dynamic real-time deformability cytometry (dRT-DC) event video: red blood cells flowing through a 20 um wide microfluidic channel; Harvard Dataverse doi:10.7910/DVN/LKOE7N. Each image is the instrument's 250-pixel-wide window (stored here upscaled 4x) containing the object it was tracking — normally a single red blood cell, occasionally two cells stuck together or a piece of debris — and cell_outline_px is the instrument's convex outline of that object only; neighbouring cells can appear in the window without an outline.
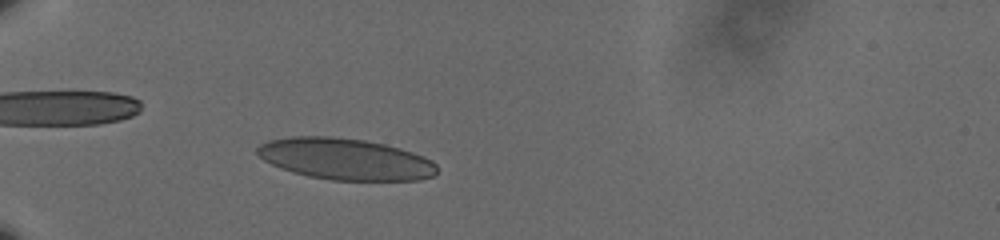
{"species": "human", "species_latin": "Homo sapiens", "temperature_condition": "cold", "stored_images_in_passage": 45, "camera_frame_rate_fps": 3000, "um_per_image_px": 0.085, "donor": {"sex": "male"}, "frame": {"image": 1, "passage_image": 11, "time_ms": 3.333, "image_size_px": [1000, 240], "cell_outline_px": [[436, 176], [420, 180], [332, 180], [308, 176], [292, 172], [280, 168], [264, 160], [256, 152], [256, 148], [260, 144], [268, 140], [292, 136], [332, 136], [364, 140], [384, 144], [400, 148], [424, 156], [432, 160], [436, 164]], "centroid_in_image_um": [29.36, 13.52], "position_along_channel_um": 55.6, "area_um2": 43.58}}
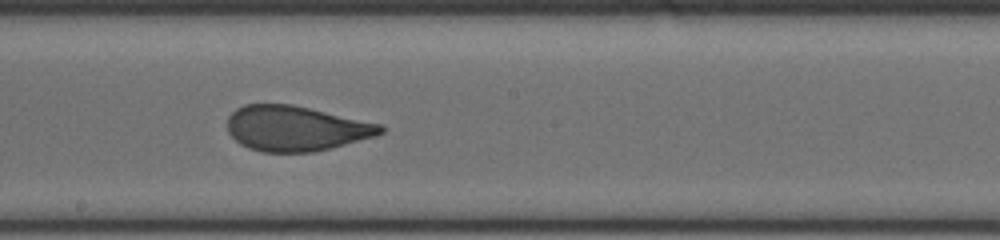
{"frame": {"image": 2, "passage_image": 27, "time_ms": 8.667, "image_size_px": [1000, 240], "cell_outline_px": [[384, 132], [376, 136], [332, 148], [312, 152], [260, 152], [248, 148], [240, 144], [228, 132], [228, 116], [236, 108], [244, 104], [292, 104], [380, 124], [384, 128]], "centroid_in_image_um": [25.12, 10.92], "position_along_channel_um": 223.1, "area_um2": 40.29}}
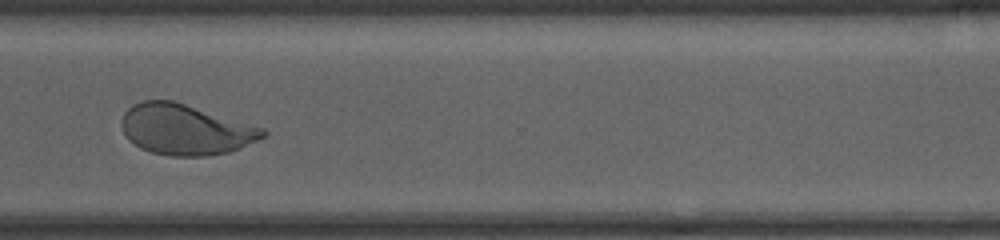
{"frame": {"image": 3, "passage_image": 38, "time_ms": 12.333, "image_size_px": [1000, 240], "cell_outline_px": [[268, 136], [228, 152], [208, 156], [172, 156], [152, 152], [140, 148], [128, 140], [124, 136], [120, 124], [120, 120], [124, 112], [132, 104], [144, 100], [172, 100], [264, 128], [268, 132]], "centroid_in_image_um": [15.72, 11.01], "position_along_channel_um": 354.9, "area_um2": 41.73}, "authors_computed_cell_mechanics": {"area_um2": 41.4426, "velocity_mm_per_s": 3.6097, "shape_relaxation_time_tau1_ms": 5.3206, "shape_relaxation_time_tau2_ms": null, "deformation_change_tau1": 0.174, "deformation_change_tau2": null}}